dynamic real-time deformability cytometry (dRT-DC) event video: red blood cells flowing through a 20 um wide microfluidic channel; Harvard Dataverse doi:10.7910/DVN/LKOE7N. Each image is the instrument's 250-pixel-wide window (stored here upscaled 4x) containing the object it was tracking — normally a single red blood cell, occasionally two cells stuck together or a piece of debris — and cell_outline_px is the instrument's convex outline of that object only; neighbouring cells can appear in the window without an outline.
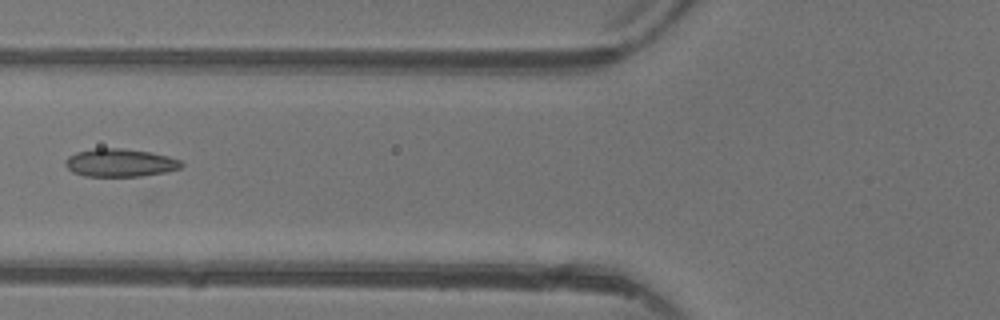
{"species": "common noctule bat (a hibernating species)", "species_latin": "Nyctalus noctula", "temperature_condition": "warm", "stored_images_in_passage": 6, "camera_frame_rate_fps": 3000, "um_per_image_px": 0.085, "animal": {"sex": "female"}, "frame": {"image": 1, "passage_image": 6, "time_ms": 6.0, "image_size_px": [1000, 320], "cell_outline_px": [[184, 164], [180, 168], [164, 172], [140, 176], [84, 176], [72, 172], [64, 164], [64, 160], [68, 156], [76, 152], [96, 148], [124, 148], [148, 152], [168, 156], [180, 160]], "centroid_in_image_um": [10.16, 13.83], "position_along_channel_um": 115.6, "area_um2": 18.9}}